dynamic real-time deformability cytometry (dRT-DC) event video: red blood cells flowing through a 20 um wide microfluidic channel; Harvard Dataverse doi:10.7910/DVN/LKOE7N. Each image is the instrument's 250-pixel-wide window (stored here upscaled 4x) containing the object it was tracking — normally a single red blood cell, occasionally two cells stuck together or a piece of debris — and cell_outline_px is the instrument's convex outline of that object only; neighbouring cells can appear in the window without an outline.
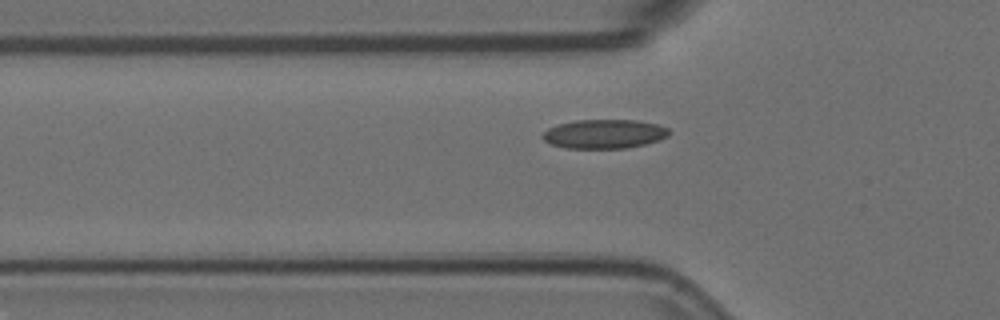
{"species": "Egyptian fruit bat (a non-hibernating species)", "species_latin": "Rousettus aegyptiacus", "temperature_condition": "room temperature", "stored_images_in_passage": 5, "camera_frame_rate_fps": 3000, "um_per_image_px": 0.085, "animal": {"sex": "female"}, "frame": {"image": 1, "passage_image": 5, "time_ms": 1.333, "image_size_px": [1000, 320], "cell_outline_px": [[668, 136], [660, 140], [644, 144], [624, 148], [564, 148], [552, 144], [544, 140], [540, 136], [548, 128], [556, 124], [576, 120], [636, 120], [656, 124], [668, 128]], "centroid_in_image_um": [51.32, 11.38], "position_along_channel_um": 74.5, "area_um2": 21.39}}